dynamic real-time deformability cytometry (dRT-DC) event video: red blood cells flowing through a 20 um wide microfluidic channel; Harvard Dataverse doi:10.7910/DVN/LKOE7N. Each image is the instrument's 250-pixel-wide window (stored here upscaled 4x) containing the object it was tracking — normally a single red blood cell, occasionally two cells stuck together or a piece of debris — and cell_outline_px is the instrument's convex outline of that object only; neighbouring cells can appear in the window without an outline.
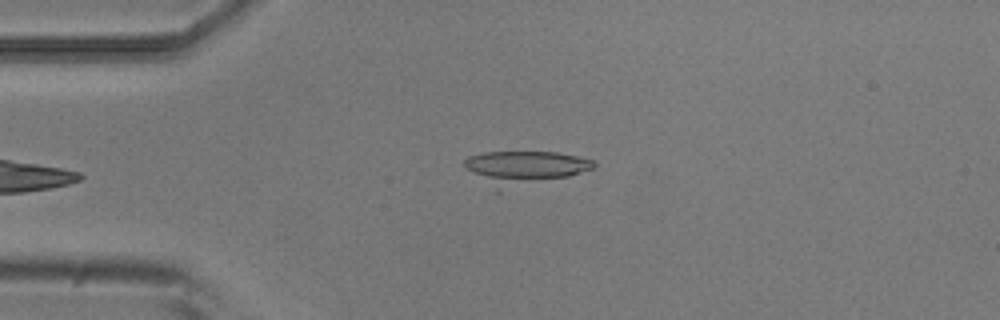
{"species": "common noctule bat (a hibernating species)", "species_latin": "Nyctalus noctula", "temperature_condition": "room temperature", "stored_images_in_passage": 5, "camera_frame_rate_fps": 3000, "um_per_image_px": 0.085, "animal": {"sex": "male", "body_mass_g": 20.5, "forearm_length_mm": 52.5}, "frame": {"image": 1, "passage_image": 5, "time_ms": 1.333, "image_size_px": [1000, 320], "cell_outline_px": [[596, 164], [592, 168], [568, 176], [500, 192], [496, 192], [472, 172], [464, 164], [464, 160], [468, 156], [484, 152], [556, 152], [576, 156], [592, 160]], "centroid_in_image_um": [44.53, 14.27], "position_along_channel_um": 40.5, "area_um2": 25.2}}